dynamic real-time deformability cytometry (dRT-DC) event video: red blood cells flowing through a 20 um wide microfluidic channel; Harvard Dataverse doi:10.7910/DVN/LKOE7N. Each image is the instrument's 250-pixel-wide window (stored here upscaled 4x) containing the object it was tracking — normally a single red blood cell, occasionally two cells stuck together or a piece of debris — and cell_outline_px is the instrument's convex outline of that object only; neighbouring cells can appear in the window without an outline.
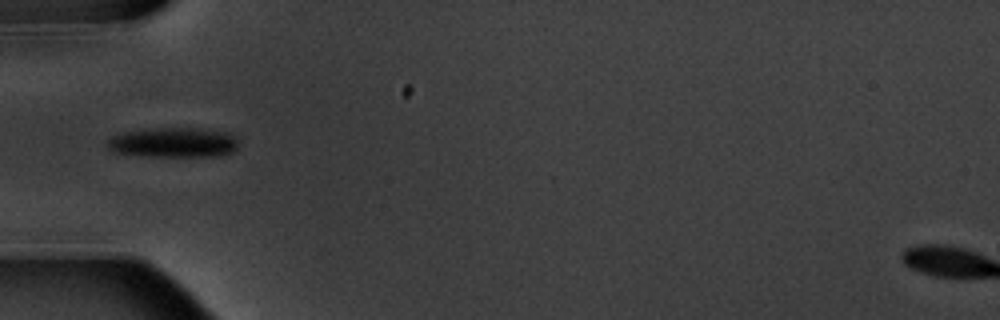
{"species": "common noctule bat (a hibernating species)", "species_latin": "Nyctalus noctula", "temperature_condition": "warm", "stored_images_in_passage": 7, "camera_frame_rate_fps": 3000, "um_per_image_px": 0.085, "animal": {"sex": "male", "body_mass_g": 20.1, "forearm_length_mm": 53.5}, "frame": {"image": 1, "passage_image": 1, "time_ms": 0.0, "image_size_px": [1000, 320], "cell_outline_px": [[236, 148], [232, 152], [220, 156], [144, 156], [116, 152], [108, 148], [104, 144], [112, 136], [124, 132], [156, 128], [196, 128], [228, 132], [236, 140]], "centroid_in_image_um": [14.72, 12.11], "position_along_channel_um": 70.3, "area_um2": 22.72}}
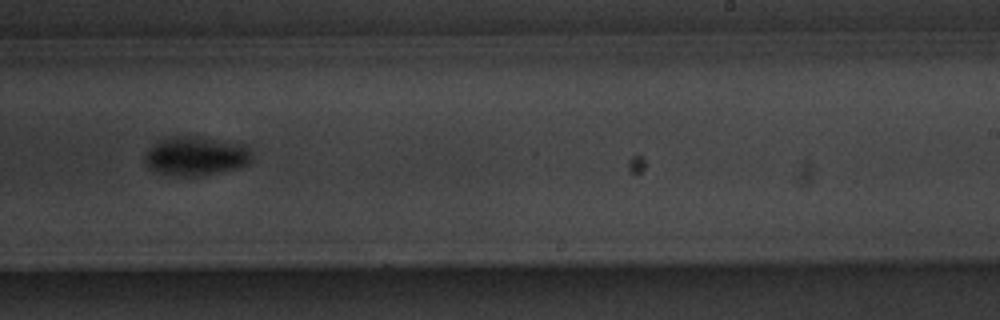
{"frame": {"image": 2, "passage_image": 6, "time_ms": 5.667, "image_size_px": [1000, 320], "cell_outline_px": [[252, 160], [240, 168], [200, 176], [184, 176], [156, 172], [148, 168], [144, 160], [144, 156], [160, 140], [168, 136], [200, 136], [244, 144], [248, 148], [252, 156]], "centroid_in_image_um": [16.68, 13.26], "position_along_channel_um": 272.3, "area_um2": 24.39}}